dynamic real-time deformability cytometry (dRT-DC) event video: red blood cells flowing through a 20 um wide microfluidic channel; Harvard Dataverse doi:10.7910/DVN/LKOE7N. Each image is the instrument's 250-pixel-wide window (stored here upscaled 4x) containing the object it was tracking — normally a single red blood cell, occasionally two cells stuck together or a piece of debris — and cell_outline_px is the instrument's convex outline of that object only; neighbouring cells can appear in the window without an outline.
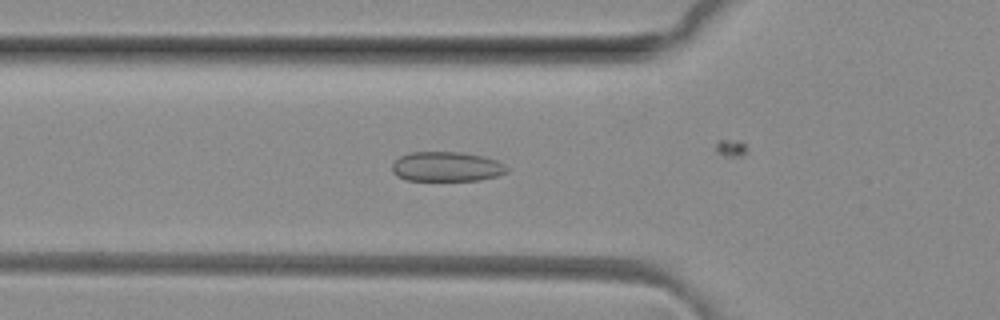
{"species": "common noctule bat (a hibernating species)", "species_latin": "Nyctalus noctula", "temperature_condition": "room temperature", "stored_images_in_passage": 38, "camera_frame_rate_fps": 3000, "um_per_image_px": 0.085, "animal": {"sex": "female", "body_mass_g": 29.2, "forearm_length_mm": 56.3}, "frame": {"image": 1, "passage_image": 16, "time_ms": 5.0, "image_size_px": [1000, 320], "cell_outline_px": [[508, 172], [496, 176], [480, 180], [404, 180], [396, 176], [392, 172], [392, 164], [400, 156], [408, 152], [460, 152], [484, 156], [496, 160], [504, 164], [508, 168]], "centroid_in_image_um": [37.94, 14.16], "position_along_channel_um": 87.9, "area_um2": 20.0}}
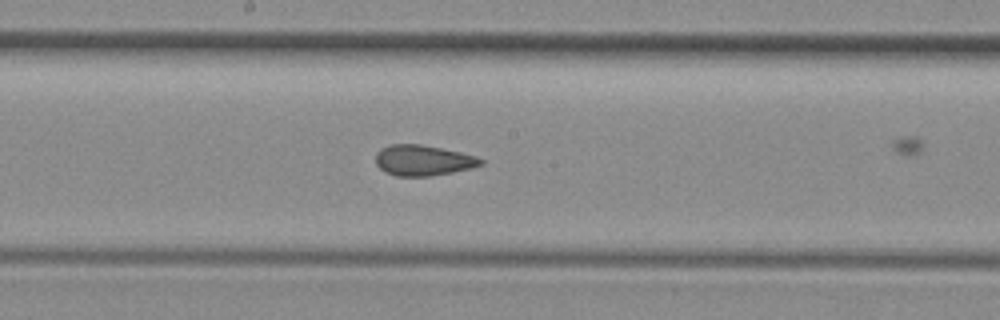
{"frame": {"image": 2, "passage_image": 25, "time_ms": 8.0, "image_size_px": [1000, 320], "cell_outline_px": [[484, 164], [472, 168], [452, 172], [428, 176], [396, 176], [384, 172], [376, 164], [376, 152], [380, 148], [392, 144], [420, 144], [460, 152], [476, 156], [484, 160]], "centroid_in_image_um": [35.95, 13.63], "position_along_channel_um": 212.2, "area_um2": 18.79}}
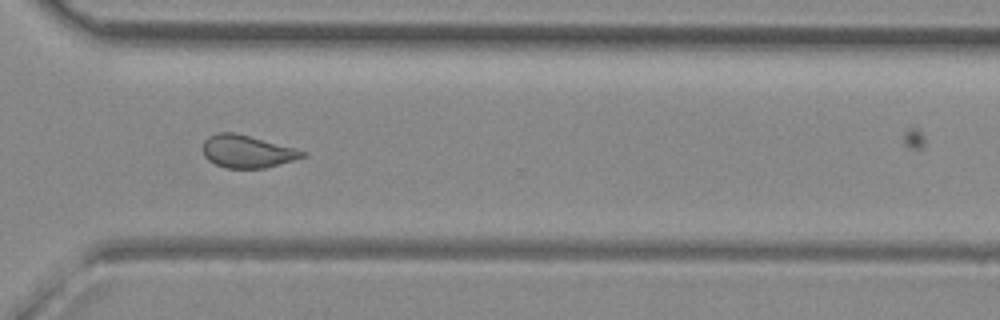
{"frame": {"image": 3, "passage_image": 35, "time_ms": 11.333, "image_size_px": [1000, 320], "cell_outline_px": [[308, 152], [304, 156], [292, 160], [264, 168], [224, 168], [208, 160], [204, 156], [204, 140], [208, 136], [216, 132], [232, 132], [248, 136]], "centroid_in_image_um": [20.95, 12.88], "position_along_channel_um": 349.7, "area_um2": 18.5}}